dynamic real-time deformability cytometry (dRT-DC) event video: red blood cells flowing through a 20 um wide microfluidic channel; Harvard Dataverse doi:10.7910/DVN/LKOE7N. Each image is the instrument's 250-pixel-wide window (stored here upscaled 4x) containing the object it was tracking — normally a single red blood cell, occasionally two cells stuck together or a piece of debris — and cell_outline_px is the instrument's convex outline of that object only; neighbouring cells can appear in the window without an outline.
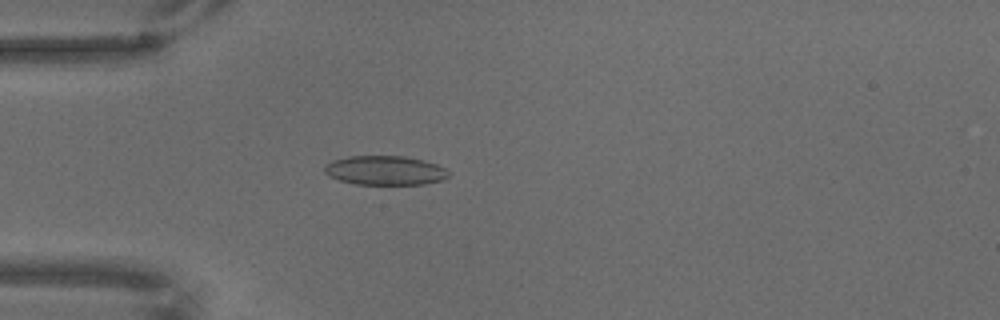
{"species": "common noctule bat (a hibernating species)", "species_latin": "Nyctalus noctula", "temperature_condition": "warm", "stored_images_in_passage": 35, "camera_frame_rate_fps": 3000, "um_per_image_px": 0.085, "animal": {"sex": "male", "body_mass_g": 18.8}, "frame": {"image": 1, "passage_image": 20, "time_ms": 6.333, "image_size_px": [1000, 320], "cell_outline_px": [[448, 176], [444, 180], [424, 184], [356, 184], [340, 180], [328, 176], [324, 172], [324, 164], [332, 160], [348, 156], [404, 156], [424, 160], [436, 164], [444, 168], [448, 172]], "centroid_in_image_um": [32.7, 14.48], "position_along_channel_um": 52.3, "area_um2": 21.21}}
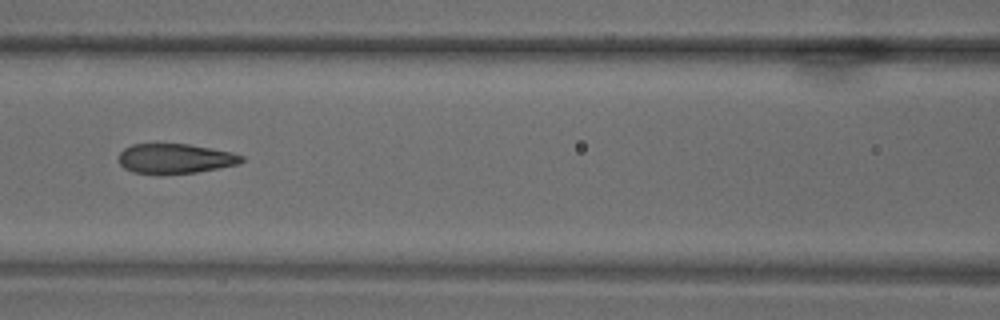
{"frame": {"image": 2, "passage_image": 27, "time_ms": 8.667, "image_size_px": [1000, 320], "cell_outline_px": [[244, 160], [240, 164], [196, 172], [160, 176], [156, 176], [132, 172], [124, 168], [120, 164], [120, 152], [124, 148], [132, 144], [188, 144], [232, 152], [244, 156]], "centroid_in_image_um": [14.88, 13.51], "position_along_channel_um": 151.7, "area_um2": 21.79}}
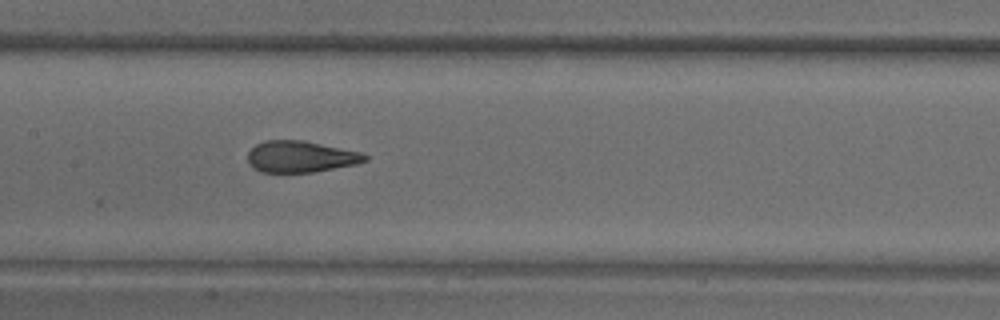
{"frame": {"image": 3, "passage_image": 30, "time_ms": 9.667, "image_size_px": [1000, 320], "cell_outline_px": [[368, 160], [356, 164], [312, 172], [260, 172], [252, 168], [248, 160], [248, 152], [256, 144], [264, 140], [304, 140], [360, 152], [368, 156]], "centroid_in_image_um": [25.53, 13.31], "position_along_channel_um": 181.9, "area_um2": 21.44}}